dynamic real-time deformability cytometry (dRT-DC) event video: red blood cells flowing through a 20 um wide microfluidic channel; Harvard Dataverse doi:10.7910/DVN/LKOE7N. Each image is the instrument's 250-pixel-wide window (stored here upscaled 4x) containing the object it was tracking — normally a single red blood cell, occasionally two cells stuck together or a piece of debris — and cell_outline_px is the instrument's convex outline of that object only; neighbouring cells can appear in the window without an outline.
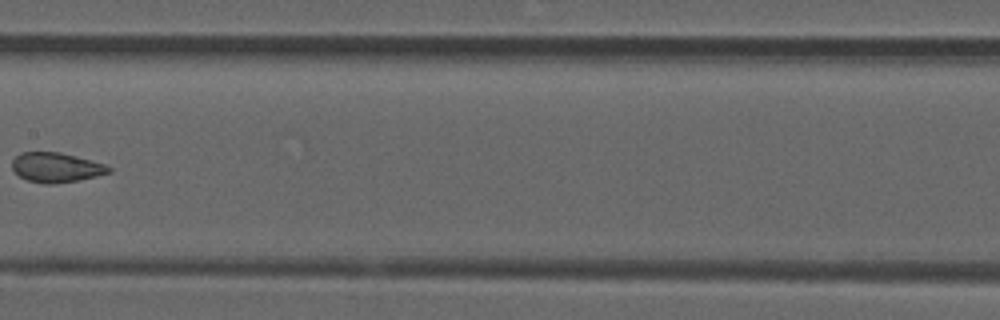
{"species": "common noctule bat (a hibernating species)", "species_latin": "Nyctalus noctula", "temperature_condition": "room temperature", "stored_images_in_passage": 8, "camera_frame_rate_fps": 3000, "um_per_image_px": 0.085, "animal": {"sex": "male", "forearm_length_mm": 52.5}, "frame": {"image": 1, "passage_image": 6, "time_ms": 1.667, "image_size_px": [1000, 320], "cell_outline_px": [[112, 172], [96, 176], [76, 180], [52, 184], [44, 184], [28, 180], [20, 176], [12, 168], [12, 160], [20, 152], [60, 152], [76, 156], [104, 164], [112, 168]], "centroid_in_image_um": [4.77, 14.22], "position_along_channel_um": 202.6, "area_um2": 16.59}}
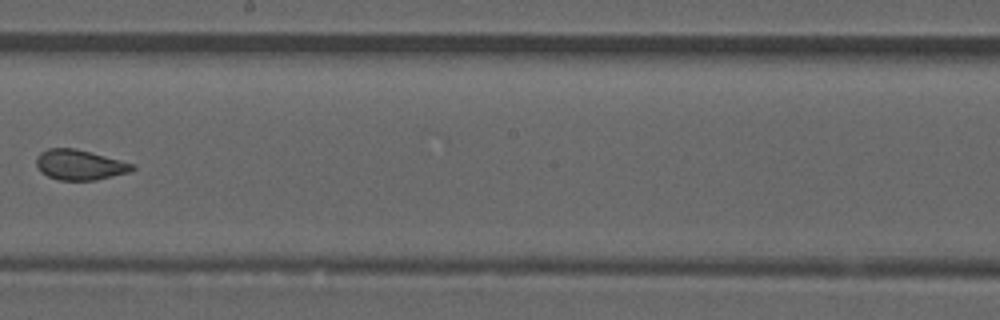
{"frame": {"image": 2, "passage_image": 7, "time_ms": 2.0, "image_size_px": [1000, 320], "cell_outline_px": [[136, 168], [132, 172], [96, 180], [60, 180], [48, 176], [40, 172], [36, 164], [36, 156], [40, 152], [48, 148], [76, 148], [136, 164]], "centroid_in_image_um": [6.8, 14.01], "position_along_channel_um": 241.4, "area_um2": 17.17}}
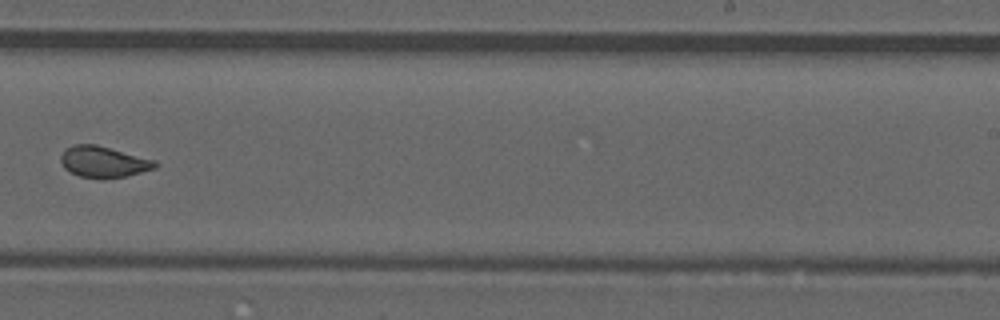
{"frame": {"image": 3, "passage_image": 8, "time_ms": 2.333, "image_size_px": [1000, 320], "cell_outline_px": [[160, 164], [156, 168], [124, 176], [80, 176], [64, 168], [60, 160], [60, 156], [64, 148], [76, 144], [96, 144], [156, 160]], "centroid_in_image_um": [8.8, 13.71], "position_along_channel_um": 280.2, "area_um2": 16.7}}